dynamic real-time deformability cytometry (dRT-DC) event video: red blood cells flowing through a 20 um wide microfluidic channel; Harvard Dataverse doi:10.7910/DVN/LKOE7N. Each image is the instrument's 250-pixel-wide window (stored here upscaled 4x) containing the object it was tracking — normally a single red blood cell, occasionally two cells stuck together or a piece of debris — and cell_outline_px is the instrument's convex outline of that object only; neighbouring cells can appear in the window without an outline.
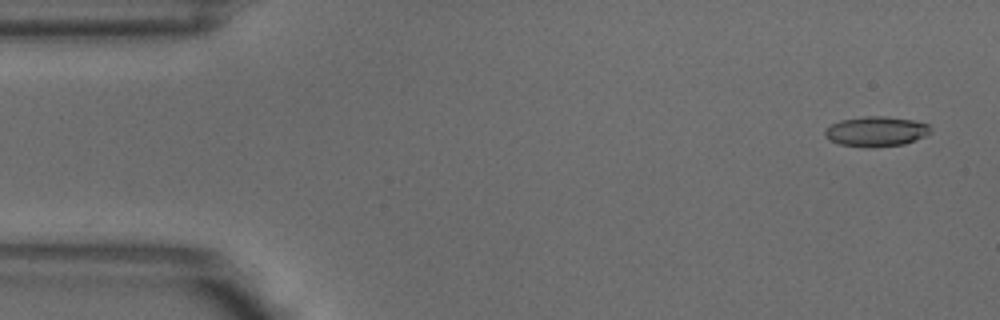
{"species": "common noctule bat (a hibernating species)", "species_latin": "Nyctalus noctula", "temperature_condition": "warm", "stored_images_in_passage": 4, "camera_frame_rate_fps": 3000, "um_per_image_px": 0.085, "animal": {"sex": "male", "body_mass_g": 18.8}, "frame": {"image": 1, "passage_image": 1, "time_ms": 0.0, "image_size_px": [1000, 320], "cell_outline_px": [[932, 132], [924, 136], [904, 144], [872, 148], [840, 144], [828, 140], [824, 136], [824, 132], [832, 124], [840, 120], [864, 116], [884, 116], [912, 120], [928, 124]], "centroid_in_image_um": [74.45, 11.18], "position_along_channel_um": 10.5, "area_um2": 18.44}}
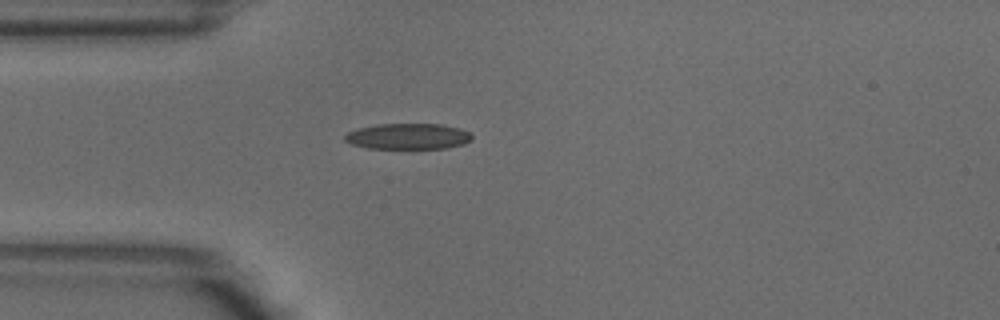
{"frame": {"image": 2, "passage_image": 4, "time_ms": 1.0, "image_size_px": [1000, 320], "cell_outline_px": [[472, 140], [464, 144], [448, 148], [368, 148], [352, 144], [344, 140], [344, 136], [348, 132], [356, 128], [376, 124], [440, 124], [460, 128], [472, 132]], "centroid_in_image_um": [34.71, 11.58], "position_along_channel_um": 50.3, "area_um2": 19.31}}